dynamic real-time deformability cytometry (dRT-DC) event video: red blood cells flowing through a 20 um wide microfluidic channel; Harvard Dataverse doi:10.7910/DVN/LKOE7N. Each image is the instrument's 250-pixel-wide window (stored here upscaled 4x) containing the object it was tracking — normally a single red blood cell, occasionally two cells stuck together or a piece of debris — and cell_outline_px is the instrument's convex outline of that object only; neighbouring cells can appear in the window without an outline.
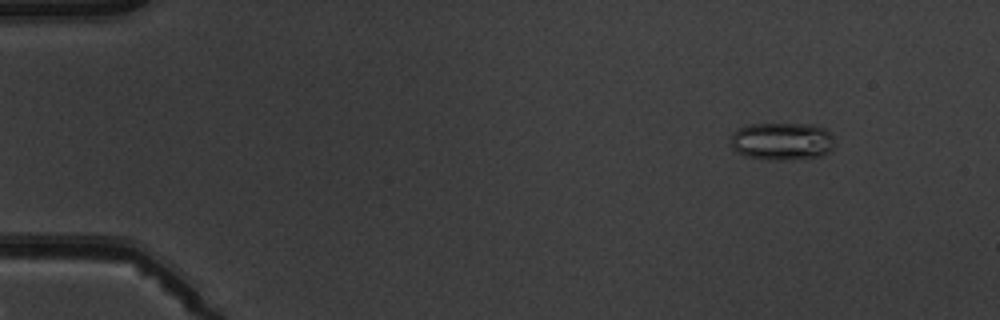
{"species": "common noctule bat (a hibernating species)", "species_latin": "Nyctalus noctula", "temperature_condition": "warm", "stored_images_in_passage": 5, "camera_frame_rate_fps": 3000, "um_per_image_px": 0.085, "animal": {"sex": "male", "body_mass_g": 19.5, "forearm_length_mm": 54.6}, "frame": {"image": 1, "passage_image": 2, "time_ms": 1.333, "image_size_px": [1000, 320], "cell_outline_px": [[832, 148], [828, 152], [820, 156], [788, 160], [764, 160], [744, 156], [736, 152], [732, 148], [732, 136], [740, 128], [748, 124], [816, 124], [824, 128], [832, 136]], "centroid_in_image_um": [66.46, 12.02], "position_along_channel_um": 18.5, "area_um2": 22.83}}
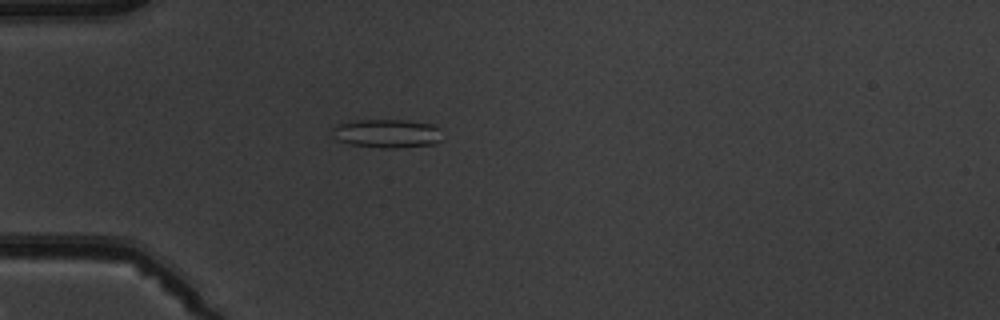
{"frame": {"image": 2, "passage_image": 5, "time_ms": 4.667, "image_size_px": [1000, 320], "cell_outline_px": [[440, 140], [432, 144], [400, 148], [380, 148], [348, 144], [336, 140], [328, 132], [332, 128], [340, 124], [356, 120], [408, 120], [432, 124], [440, 128]], "centroid_in_image_um": [32.84, 11.35], "position_along_channel_um": 52.2, "area_um2": 18.61}}